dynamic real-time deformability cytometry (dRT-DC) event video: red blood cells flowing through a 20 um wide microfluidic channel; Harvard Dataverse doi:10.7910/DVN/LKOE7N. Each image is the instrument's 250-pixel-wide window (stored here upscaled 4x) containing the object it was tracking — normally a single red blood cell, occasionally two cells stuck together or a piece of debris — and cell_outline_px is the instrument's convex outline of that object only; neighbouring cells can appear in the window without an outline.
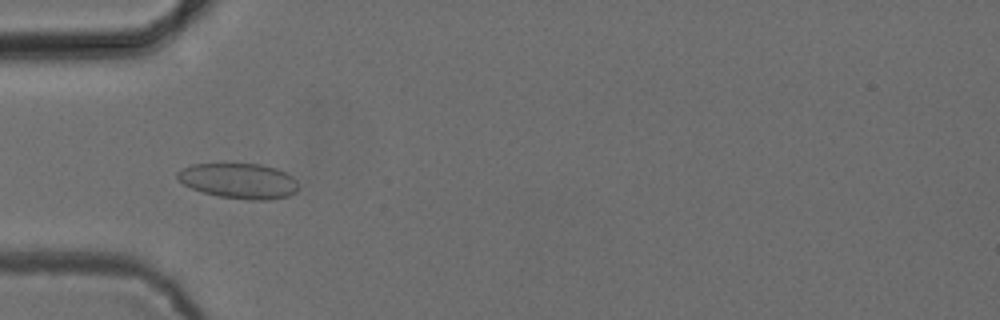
{"species": "common noctule bat (a hibernating species)", "species_latin": "Nyctalus noctula", "temperature_condition": "cold", "stored_images_in_passage": 41, "camera_frame_rate_fps": 3000, "um_per_image_px": 0.085, "animal": {"sex": "female", "body_mass_g": 24.6, "forearm_length_mm": 56.2}, "frame": {"image": 1, "passage_image": 5, "time_ms": 1.333, "image_size_px": [1000, 320], "cell_outline_px": [[300, 188], [296, 192], [288, 196], [268, 200], [248, 200], [220, 196], [204, 192], [192, 188], [176, 180], [176, 172], [192, 164], [260, 164], [276, 168], [292, 176], [296, 180]], "centroid_in_image_um": [20.32, 15.38], "position_along_channel_um": 64.7, "area_um2": 24.91}}
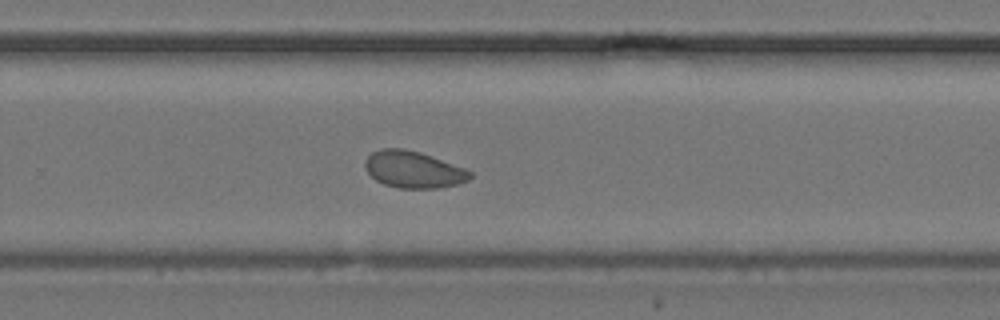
{"frame": {"image": 2, "passage_image": 23, "time_ms": 7.333, "image_size_px": [1000, 320], "cell_outline_px": [[472, 176], [468, 180], [456, 184], [436, 188], [400, 188], [384, 184], [376, 180], [364, 168], [364, 160], [372, 152], [380, 148], [404, 148], [420, 152], [464, 168], [472, 172]], "centroid_in_image_um": [35.1, 14.4], "position_along_channel_um": 294.7, "area_um2": 22.43}}
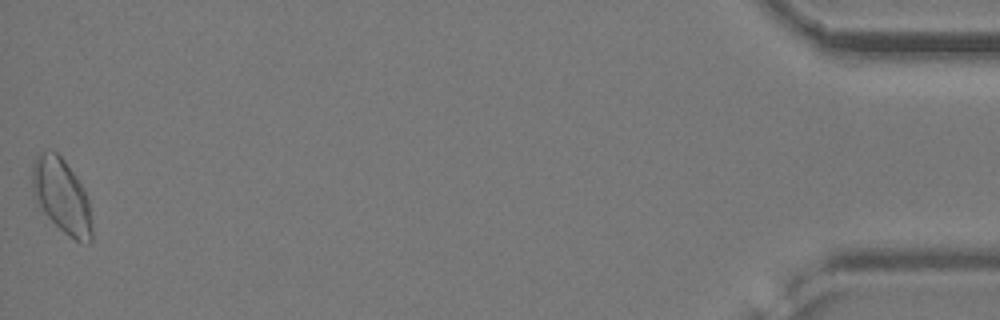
{"frame": {"image": 3, "passage_image": 41, "time_ms": 13.333, "image_size_px": [1000, 320], "cell_outline_px": [[92, 240], [88, 244], [76, 240], [64, 232], [44, 212], [32, 196], [32, 164], [36, 156], [44, 152], [56, 152], [64, 160], [76, 176], [88, 200], [92, 228]], "centroid_in_image_um": [5.23, 16.66], "position_along_channel_um": 430.0, "area_um2": 25.43}, "authors_computed_cell_mechanics": {"area_um2": 22.6576, "velocity_mm_per_s": 3.8539, "shape_relaxation_time_tau1_ms": 5.2222, "shape_relaxation_time_tau2_ms": 2.1865, "deformation_change_tau1": 0.0825, "deformation_change_tau2": 0.0586}}